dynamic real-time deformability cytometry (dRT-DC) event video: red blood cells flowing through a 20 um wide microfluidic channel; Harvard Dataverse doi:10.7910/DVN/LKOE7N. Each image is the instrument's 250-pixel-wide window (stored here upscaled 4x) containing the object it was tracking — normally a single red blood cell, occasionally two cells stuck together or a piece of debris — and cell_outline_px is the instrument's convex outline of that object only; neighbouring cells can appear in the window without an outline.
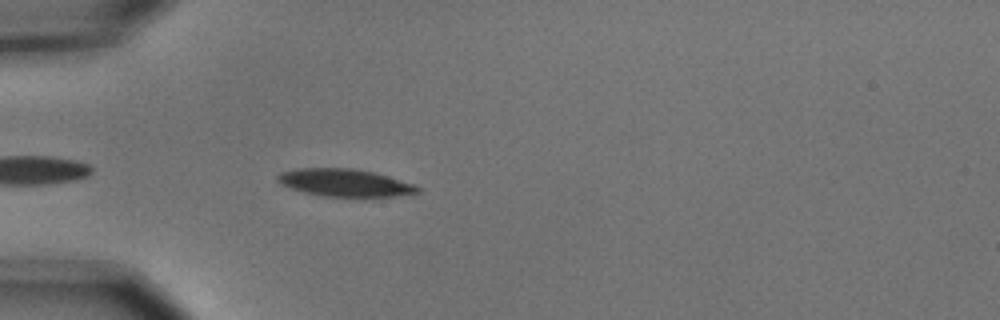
{"species": "common noctule bat (a hibernating species)", "species_latin": "Nyctalus noctula", "temperature_condition": "cold", "stored_images_in_passage": 7, "camera_frame_rate_fps": 3000, "um_per_image_px": 0.085, "animal": {"sex": "male", "body_mass_g": 15.6}, "frame": {"image": 1, "passage_image": 3, "time_ms": 0.667, "image_size_px": [1000, 320], "cell_outline_px": [[420, 192], [392, 196], [324, 196], [304, 192], [280, 184], [276, 180], [276, 176], [280, 172], [296, 168], [352, 168], [372, 172], [412, 184], [420, 188]], "centroid_in_image_um": [29.22, 15.52], "position_along_channel_um": 55.8, "area_um2": 22.02}}
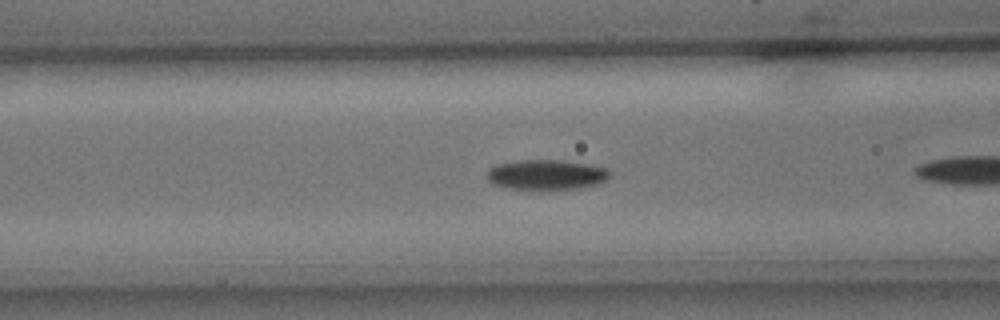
{"frame": {"image": 2, "passage_image": 6, "time_ms": 1.667, "image_size_px": [1000, 320], "cell_outline_px": [[612, 172], [600, 184], [580, 188], [548, 192], [536, 192], [508, 188], [492, 184], [488, 180], [488, 168], [496, 164], [516, 160], [560, 160], [588, 164], [604, 168]], "centroid_in_image_um": [46.4, 14.9], "position_along_channel_um": 120.2, "area_um2": 22.43}}